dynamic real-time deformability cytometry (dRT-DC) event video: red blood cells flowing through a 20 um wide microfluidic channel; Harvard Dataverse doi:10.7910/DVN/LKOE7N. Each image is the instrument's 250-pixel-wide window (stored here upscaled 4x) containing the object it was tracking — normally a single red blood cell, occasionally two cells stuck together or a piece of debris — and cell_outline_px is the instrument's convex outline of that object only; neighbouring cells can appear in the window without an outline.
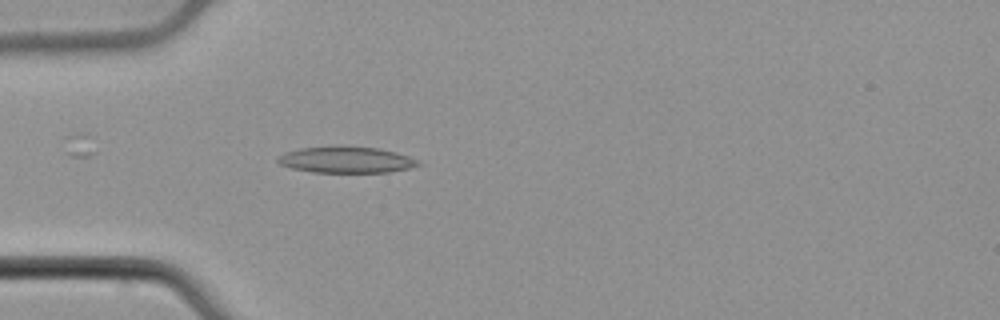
{"species": "common noctule bat (a hibernating species)", "species_latin": "Nyctalus noctula", "temperature_condition": "cold", "stored_images_in_passage": 23, "camera_frame_rate_fps": 3000, "um_per_image_px": 0.085, "animal": {"sex": "male", "body_mass_g": 21.5, "forearm_length_mm": 52.0}, "frame": {"image": 1, "passage_image": 16, "time_ms": 5.0, "image_size_px": [1000, 320], "cell_outline_px": [[424, 164], [408, 168], [388, 172], [312, 172], [292, 168], [280, 164], [276, 160], [276, 156], [284, 152], [300, 148], [332, 144], [376, 148], [396, 152], [408, 156]], "centroid_in_image_um": [29.36, 13.55], "position_along_channel_um": 55.6, "area_um2": 21.91}}
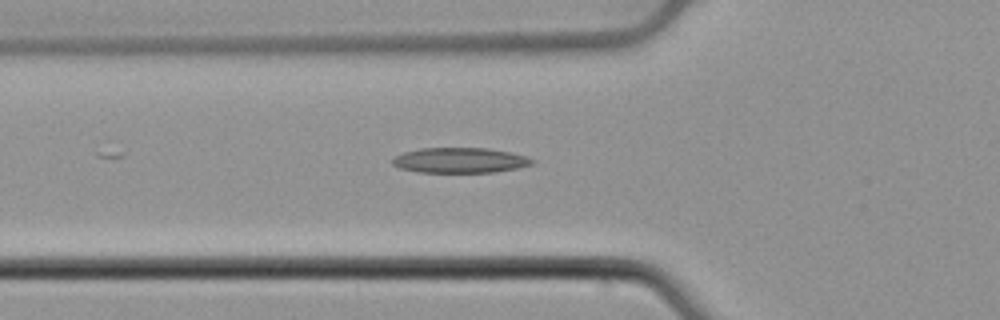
{"frame": {"image": 2, "passage_image": 19, "time_ms": 6.0, "image_size_px": [1000, 320], "cell_outline_px": [[536, 160], [532, 164], [520, 168], [492, 172], [416, 172], [400, 168], [392, 164], [392, 160], [396, 156], [404, 152], [420, 148], [488, 148], [508, 152], [524, 156]], "centroid_in_image_um": [39.09, 13.63], "position_along_channel_um": 86.7, "area_um2": 20.46}}
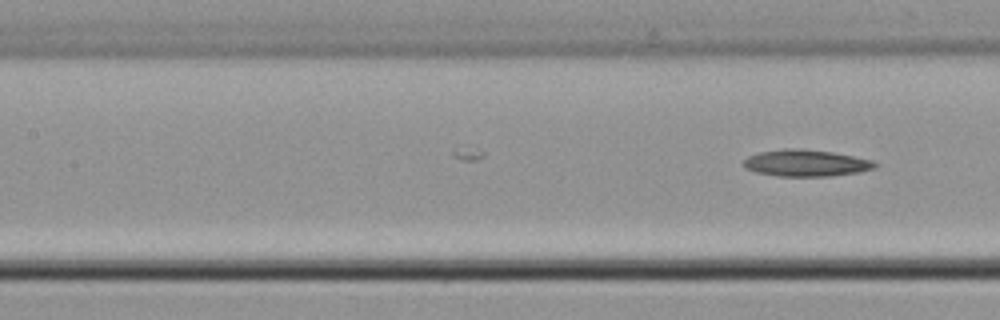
{"frame": {"image": 3, "passage_image": 23, "time_ms": 7.333, "image_size_px": [1000, 320], "cell_outline_px": [[876, 168], [860, 172], [832, 176], [776, 176], [756, 172], [744, 168], [744, 160], [748, 156], [760, 152], [784, 148], [796, 148], [832, 152], [872, 160], [876, 164]], "centroid_in_image_um": [68.49, 13.86], "position_along_channel_um": 138.9, "area_um2": 20.4}}